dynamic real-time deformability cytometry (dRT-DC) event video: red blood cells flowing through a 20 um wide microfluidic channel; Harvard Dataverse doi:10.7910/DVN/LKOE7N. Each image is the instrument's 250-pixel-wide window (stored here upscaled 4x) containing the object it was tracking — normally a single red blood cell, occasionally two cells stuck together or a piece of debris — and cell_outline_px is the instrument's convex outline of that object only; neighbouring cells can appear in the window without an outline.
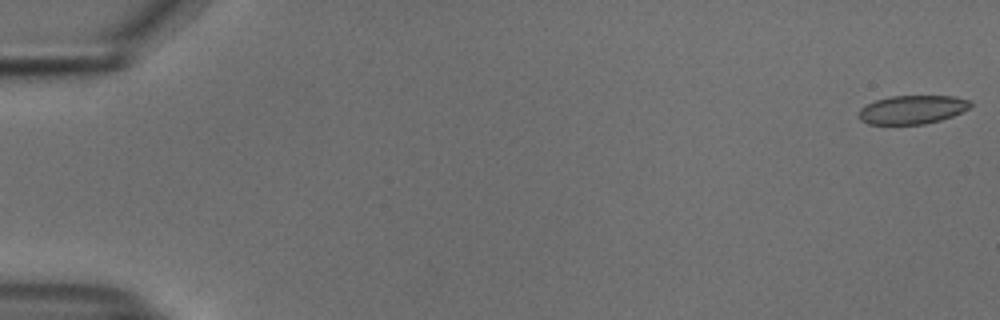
{"species": "common noctule bat (a hibernating species)", "species_latin": "Nyctalus noctula", "temperature_condition": "cold", "stored_images_in_passage": 51, "camera_frame_rate_fps": 3000, "um_per_image_px": 0.085, "animal": {"sex": "male", "body_mass_g": 18.8}, "frame": {"image": 1, "passage_image": 1, "time_ms": 0.0, "image_size_px": [1000, 320], "cell_outline_px": [[972, 104], [968, 108], [952, 116], [940, 120], [924, 124], [868, 124], [860, 120], [856, 116], [860, 108], [876, 100], [892, 96], [956, 96], [968, 100]], "centroid_in_image_um": [77.5, 9.32], "position_along_channel_um": 7.5, "area_um2": 18.55}}
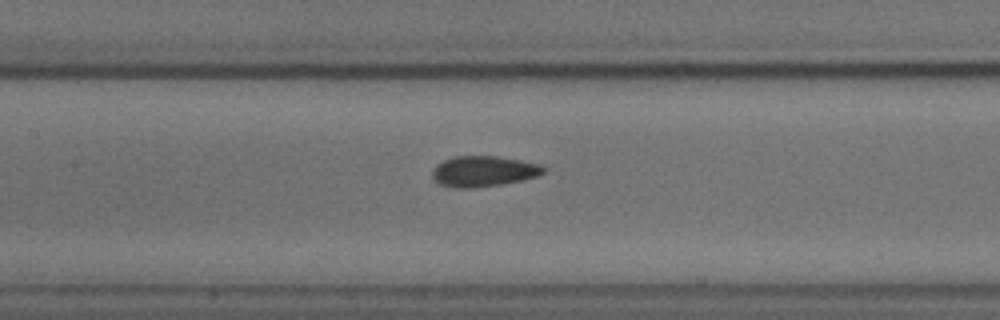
{"frame": {"image": 2, "passage_image": 26, "time_ms": 8.333, "image_size_px": [1000, 320], "cell_outline_px": [[544, 172], [540, 176], [524, 180], [500, 184], [472, 188], [452, 188], [440, 184], [432, 176], [432, 172], [436, 164], [452, 156], [496, 156], [544, 164]], "centroid_in_image_um": [41.12, 14.55], "position_along_channel_um": 166.3, "area_um2": 20.06}}
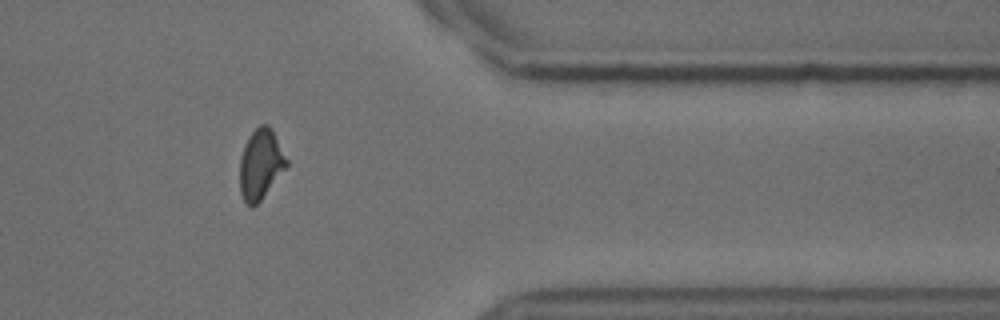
{"frame": {"image": 3, "passage_image": 45, "time_ms": 14.667, "image_size_px": [1000, 320], "cell_outline_px": [[288, 164], [260, 200], [252, 208], [244, 200], [240, 192], [240, 156], [244, 144], [248, 136], [260, 124], [268, 124], [288, 160]], "centroid_in_image_um": [22.12, 13.94], "position_along_channel_um": 389.3, "area_um2": 18.73}, "authors_computed_cell_mechanics": {"area_um2": 19.5364, "velocity_mm_per_s": 3.7537, "shape_relaxation_time_tau1_ms": 8.3692, "shape_relaxation_time_tau2_ms": 1.7413, "deformation_change_tau1": 0.1582, "deformation_change_tau2": 0.0648}}